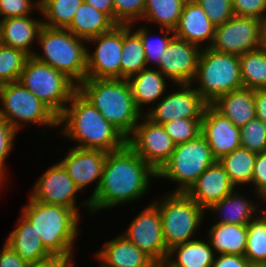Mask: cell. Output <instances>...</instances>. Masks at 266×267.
<instances>
[{"instance_id": "cell-21", "label": "cell", "mask_w": 266, "mask_h": 267, "mask_svg": "<svg viewBox=\"0 0 266 267\" xmlns=\"http://www.w3.org/2000/svg\"><path fill=\"white\" fill-rule=\"evenodd\" d=\"M215 28L216 26L207 17L202 7L193 2L184 4L174 35L201 49L209 48L214 38Z\"/></svg>"}, {"instance_id": "cell-20", "label": "cell", "mask_w": 266, "mask_h": 267, "mask_svg": "<svg viewBox=\"0 0 266 267\" xmlns=\"http://www.w3.org/2000/svg\"><path fill=\"white\" fill-rule=\"evenodd\" d=\"M236 189L219 161L209 166L185 192L204 210Z\"/></svg>"}, {"instance_id": "cell-4", "label": "cell", "mask_w": 266, "mask_h": 267, "mask_svg": "<svg viewBox=\"0 0 266 267\" xmlns=\"http://www.w3.org/2000/svg\"><path fill=\"white\" fill-rule=\"evenodd\" d=\"M21 214L34 226L44 248L51 255L75 256L73 247L79 234L81 216L74 210L33 200L23 207Z\"/></svg>"}, {"instance_id": "cell-5", "label": "cell", "mask_w": 266, "mask_h": 267, "mask_svg": "<svg viewBox=\"0 0 266 267\" xmlns=\"http://www.w3.org/2000/svg\"><path fill=\"white\" fill-rule=\"evenodd\" d=\"M86 43L67 29L43 26L38 37L43 53L35 51L32 56L64 73L78 86L87 76Z\"/></svg>"}, {"instance_id": "cell-14", "label": "cell", "mask_w": 266, "mask_h": 267, "mask_svg": "<svg viewBox=\"0 0 266 267\" xmlns=\"http://www.w3.org/2000/svg\"><path fill=\"white\" fill-rule=\"evenodd\" d=\"M96 48L91 53L87 48V76L94 79H121L122 25L86 40Z\"/></svg>"}, {"instance_id": "cell-26", "label": "cell", "mask_w": 266, "mask_h": 267, "mask_svg": "<svg viewBox=\"0 0 266 267\" xmlns=\"http://www.w3.org/2000/svg\"><path fill=\"white\" fill-rule=\"evenodd\" d=\"M205 240L196 238L171 247L161 267H211L216 253Z\"/></svg>"}, {"instance_id": "cell-7", "label": "cell", "mask_w": 266, "mask_h": 267, "mask_svg": "<svg viewBox=\"0 0 266 267\" xmlns=\"http://www.w3.org/2000/svg\"><path fill=\"white\" fill-rule=\"evenodd\" d=\"M168 194L153 203L159 209L164 242L170 249L195 239L193 236L200 229L206 211L186 193Z\"/></svg>"}, {"instance_id": "cell-15", "label": "cell", "mask_w": 266, "mask_h": 267, "mask_svg": "<svg viewBox=\"0 0 266 267\" xmlns=\"http://www.w3.org/2000/svg\"><path fill=\"white\" fill-rule=\"evenodd\" d=\"M179 90L165 94L155 106L144 114L156 124H165L176 118L202 119L208 103L198 94L192 84H177Z\"/></svg>"}, {"instance_id": "cell-44", "label": "cell", "mask_w": 266, "mask_h": 267, "mask_svg": "<svg viewBox=\"0 0 266 267\" xmlns=\"http://www.w3.org/2000/svg\"><path fill=\"white\" fill-rule=\"evenodd\" d=\"M17 130L0 116V176L6 180L7 169H5V161L10 155L13 143L17 136Z\"/></svg>"}, {"instance_id": "cell-9", "label": "cell", "mask_w": 266, "mask_h": 267, "mask_svg": "<svg viewBox=\"0 0 266 267\" xmlns=\"http://www.w3.org/2000/svg\"><path fill=\"white\" fill-rule=\"evenodd\" d=\"M217 160L202 135L175 145L170 159L157 172V178L177 182L173 192L185 193L198 177Z\"/></svg>"}, {"instance_id": "cell-38", "label": "cell", "mask_w": 266, "mask_h": 267, "mask_svg": "<svg viewBox=\"0 0 266 267\" xmlns=\"http://www.w3.org/2000/svg\"><path fill=\"white\" fill-rule=\"evenodd\" d=\"M160 29L161 33H163V36L159 35L156 40L150 38V34L148 32L149 31L148 26L141 25L140 28L134 30L141 37L145 51L147 68H150L148 66L150 63L151 64L154 63L155 65L157 64L156 66H159L162 52L166 50L169 42L175 36L174 30L168 28H160Z\"/></svg>"}, {"instance_id": "cell-1", "label": "cell", "mask_w": 266, "mask_h": 267, "mask_svg": "<svg viewBox=\"0 0 266 267\" xmlns=\"http://www.w3.org/2000/svg\"><path fill=\"white\" fill-rule=\"evenodd\" d=\"M157 172L128 144L108 152L98 191L89 200L91 214L143 197Z\"/></svg>"}, {"instance_id": "cell-34", "label": "cell", "mask_w": 266, "mask_h": 267, "mask_svg": "<svg viewBox=\"0 0 266 267\" xmlns=\"http://www.w3.org/2000/svg\"><path fill=\"white\" fill-rule=\"evenodd\" d=\"M84 0H40L43 26L66 29Z\"/></svg>"}, {"instance_id": "cell-43", "label": "cell", "mask_w": 266, "mask_h": 267, "mask_svg": "<svg viewBox=\"0 0 266 267\" xmlns=\"http://www.w3.org/2000/svg\"><path fill=\"white\" fill-rule=\"evenodd\" d=\"M34 9L40 11V0H0V20L31 15Z\"/></svg>"}, {"instance_id": "cell-31", "label": "cell", "mask_w": 266, "mask_h": 267, "mask_svg": "<svg viewBox=\"0 0 266 267\" xmlns=\"http://www.w3.org/2000/svg\"><path fill=\"white\" fill-rule=\"evenodd\" d=\"M132 27V24L122 25L121 79H128L147 68L141 37Z\"/></svg>"}, {"instance_id": "cell-35", "label": "cell", "mask_w": 266, "mask_h": 267, "mask_svg": "<svg viewBox=\"0 0 266 267\" xmlns=\"http://www.w3.org/2000/svg\"><path fill=\"white\" fill-rule=\"evenodd\" d=\"M243 87L266 89V52L260 47L240 55Z\"/></svg>"}, {"instance_id": "cell-17", "label": "cell", "mask_w": 266, "mask_h": 267, "mask_svg": "<svg viewBox=\"0 0 266 267\" xmlns=\"http://www.w3.org/2000/svg\"><path fill=\"white\" fill-rule=\"evenodd\" d=\"M80 190L68 175L60 162L51 165L40 176L29 195L33 200L46 204L62 205L80 212L76 204L77 194Z\"/></svg>"}, {"instance_id": "cell-56", "label": "cell", "mask_w": 266, "mask_h": 267, "mask_svg": "<svg viewBox=\"0 0 266 267\" xmlns=\"http://www.w3.org/2000/svg\"><path fill=\"white\" fill-rule=\"evenodd\" d=\"M5 182V180L0 176V187H2L1 185H3ZM3 183V184H2Z\"/></svg>"}, {"instance_id": "cell-27", "label": "cell", "mask_w": 266, "mask_h": 267, "mask_svg": "<svg viewBox=\"0 0 266 267\" xmlns=\"http://www.w3.org/2000/svg\"><path fill=\"white\" fill-rule=\"evenodd\" d=\"M16 227L9 233L8 244L28 264L51 255L43 246L34 226L21 214Z\"/></svg>"}, {"instance_id": "cell-33", "label": "cell", "mask_w": 266, "mask_h": 267, "mask_svg": "<svg viewBox=\"0 0 266 267\" xmlns=\"http://www.w3.org/2000/svg\"><path fill=\"white\" fill-rule=\"evenodd\" d=\"M184 4L179 0H146L142 20L161 28L174 30L179 22Z\"/></svg>"}, {"instance_id": "cell-18", "label": "cell", "mask_w": 266, "mask_h": 267, "mask_svg": "<svg viewBox=\"0 0 266 267\" xmlns=\"http://www.w3.org/2000/svg\"><path fill=\"white\" fill-rule=\"evenodd\" d=\"M201 50L199 46L174 36L162 52L159 66L156 68L175 85L191 84Z\"/></svg>"}, {"instance_id": "cell-28", "label": "cell", "mask_w": 266, "mask_h": 267, "mask_svg": "<svg viewBox=\"0 0 266 267\" xmlns=\"http://www.w3.org/2000/svg\"><path fill=\"white\" fill-rule=\"evenodd\" d=\"M234 190L225 198L212 204L207 211L215 212L218 215V223L247 225L261 211L256 202L247 199L245 196ZM258 208V209H256ZM220 218V219H219Z\"/></svg>"}, {"instance_id": "cell-46", "label": "cell", "mask_w": 266, "mask_h": 267, "mask_svg": "<svg viewBox=\"0 0 266 267\" xmlns=\"http://www.w3.org/2000/svg\"><path fill=\"white\" fill-rule=\"evenodd\" d=\"M252 186L256 197L266 188V151L256 155Z\"/></svg>"}, {"instance_id": "cell-52", "label": "cell", "mask_w": 266, "mask_h": 267, "mask_svg": "<svg viewBox=\"0 0 266 267\" xmlns=\"http://www.w3.org/2000/svg\"><path fill=\"white\" fill-rule=\"evenodd\" d=\"M261 48L266 52V21L262 26Z\"/></svg>"}, {"instance_id": "cell-22", "label": "cell", "mask_w": 266, "mask_h": 267, "mask_svg": "<svg viewBox=\"0 0 266 267\" xmlns=\"http://www.w3.org/2000/svg\"><path fill=\"white\" fill-rule=\"evenodd\" d=\"M95 255L101 267H159L122 234L105 242Z\"/></svg>"}, {"instance_id": "cell-6", "label": "cell", "mask_w": 266, "mask_h": 267, "mask_svg": "<svg viewBox=\"0 0 266 267\" xmlns=\"http://www.w3.org/2000/svg\"><path fill=\"white\" fill-rule=\"evenodd\" d=\"M198 94L211 104L217 97L243 87L240 56L217 52L213 49L201 50L193 82Z\"/></svg>"}, {"instance_id": "cell-32", "label": "cell", "mask_w": 266, "mask_h": 267, "mask_svg": "<svg viewBox=\"0 0 266 267\" xmlns=\"http://www.w3.org/2000/svg\"><path fill=\"white\" fill-rule=\"evenodd\" d=\"M256 155L257 153L240 147L218 160L236 188L252 185Z\"/></svg>"}, {"instance_id": "cell-55", "label": "cell", "mask_w": 266, "mask_h": 267, "mask_svg": "<svg viewBox=\"0 0 266 267\" xmlns=\"http://www.w3.org/2000/svg\"><path fill=\"white\" fill-rule=\"evenodd\" d=\"M179 1H181L183 4H189V3L196 2V0H179Z\"/></svg>"}, {"instance_id": "cell-36", "label": "cell", "mask_w": 266, "mask_h": 267, "mask_svg": "<svg viewBox=\"0 0 266 267\" xmlns=\"http://www.w3.org/2000/svg\"><path fill=\"white\" fill-rule=\"evenodd\" d=\"M244 256L249 263L266 264V212L260 211L247 225Z\"/></svg>"}, {"instance_id": "cell-8", "label": "cell", "mask_w": 266, "mask_h": 267, "mask_svg": "<svg viewBox=\"0 0 266 267\" xmlns=\"http://www.w3.org/2000/svg\"><path fill=\"white\" fill-rule=\"evenodd\" d=\"M18 81L58 117L64 112L77 85L64 73L43 63L33 56L26 60Z\"/></svg>"}, {"instance_id": "cell-50", "label": "cell", "mask_w": 266, "mask_h": 267, "mask_svg": "<svg viewBox=\"0 0 266 267\" xmlns=\"http://www.w3.org/2000/svg\"><path fill=\"white\" fill-rule=\"evenodd\" d=\"M256 117L266 124V89L254 90Z\"/></svg>"}, {"instance_id": "cell-2", "label": "cell", "mask_w": 266, "mask_h": 267, "mask_svg": "<svg viewBox=\"0 0 266 267\" xmlns=\"http://www.w3.org/2000/svg\"><path fill=\"white\" fill-rule=\"evenodd\" d=\"M68 104L58 117V125L62 135L78 144L75 147L112 152L127 144V138L78 91Z\"/></svg>"}, {"instance_id": "cell-19", "label": "cell", "mask_w": 266, "mask_h": 267, "mask_svg": "<svg viewBox=\"0 0 266 267\" xmlns=\"http://www.w3.org/2000/svg\"><path fill=\"white\" fill-rule=\"evenodd\" d=\"M201 135L207 141L217 161L241 147L240 127L235 126L210 104L203 112Z\"/></svg>"}, {"instance_id": "cell-54", "label": "cell", "mask_w": 266, "mask_h": 267, "mask_svg": "<svg viewBox=\"0 0 266 267\" xmlns=\"http://www.w3.org/2000/svg\"><path fill=\"white\" fill-rule=\"evenodd\" d=\"M245 267H266V264L248 263Z\"/></svg>"}, {"instance_id": "cell-37", "label": "cell", "mask_w": 266, "mask_h": 267, "mask_svg": "<svg viewBox=\"0 0 266 267\" xmlns=\"http://www.w3.org/2000/svg\"><path fill=\"white\" fill-rule=\"evenodd\" d=\"M29 55L0 43V85L18 81Z\"/></svg>"}, {"instance_id": "cell-53", "label": "cell", "mask_w": 266, "mask_h": 267, "mask_svg": "<svg viewBox=\"0 0 266 267\" xmlns=\"http://www.w3.org/2000/svg\"><path fill=\"white\" fill-rule=\"evenodd\" d=\"M258 197H259L258 199H262L261 202H263V203L265 202L266 203V188L259 194ZM260 210L262 212H265L266 209H263V208L260 207Z\"/></svg>"}, {"instance_id": "cell-39", "label": "cell", "mask_w": 266, "mask_h": 267, "mask_svg": "<svg viewBox=\"0 0 266 267\" xmlns=\"http://www.w3.org/2000/svg\"><path fill=\"white\" fill-rule=\"evenodd\" d=\"M241 147L255 153L266 151V124L255 117L240 127Z\"/></svg>"}, {"instance_id": "cell-24", "label": "cell", "mask_w": 266, "mask_h": 267, "mask_svg": "<svg viewBox=\"0 0 266 267\" xmlns=\"http://www.w3.org/2000/svg\"><path fill=\"white\" fill-rule=\"evenodd\" d=\"M235 126L242 127L256 117L254 90L242 87L217 97L210 104Z\"/></svg>"}, {"instance_id": "cell-40", "label": "cell", "mask_w": 266, "mask_h": 267, "mask_svg": "<svg viewBox=\"0 0 266 267\" xmlns=\"http://www.w3.org/2000/svg\"><path fill=\"white\" fill-rule=\"evenodd\" d=\"M202 119L176 118L162 124L175 144L188 142L201 135Z\"/></svg>"}, {"instance_id": "cell-42", "label": "cell", "mask_w": 266, "mask_h": 267, "mask_svg": "<svg viewBox=\"0 0 266 267\" xmlns=\"http://www.w3.org/2000/svg\"><path fill=\"white\" fill-rule=\"evenodd\" d=\"M210 21L219 26L234 16L232 0H196Z\"/></svg>"}, {"instance_id": "cell-41", "label": "cell", "mask_w": 266, "mask_h": 267, "mask_svg": "<svg viewBox=\"0 0 266 267\" xmlns=\"http://www.w3.org/2000/svg\"><path fill=\"white\" fill-rule=\"evenodd\" d=\"M114 22L119 25L137 24L144 15L146 0H113Z\"/></svg>"}, {"instance_id": "cell-12", "label": "cell", "mask_w": 266, "mask_h": 267, "mask_svg": "<svg viewBox=\"0 0 266 267\" xmlns=\"http://www.w3.org/2000/svg\"><path fill=\"white\" fill-rule=\"evenodd\" d=\"M122 235L159 267L164 264L169 249L164 242L159 209L153 202L139 212Z\"/></svg>"}, {"instance_id": "cell-30", "label": "cell", "mask_w": 266, "mask_h": 267, "mask_svg": "<svg viewBox=\"0 0 266 267\" xmlns=\"http://www.w3.org/2000/svg\"><path fill=\"white\" fill-rule=\"evenodd\" d=\"M117 25L107 14L83 2L66 28L73 35L88 40Z\"/></svg>"}, {"instance_id": "cell-13", "label": "cell", "mask_w": 266, "mask_h": 267, "mask_svg": "<svg viewBox=\"0 0 266 267\" xmlns=\"http://www.w3.org/2000/svg\"><path fill=\"white\" fill-rule=\"evenodd\" d=\"M140 120L127 138V144L158 172L170 159L176 144L163 125L153 123L145 115Z\"/></svg>"}, {"instance_id": "cell-45", "label": "cell", "mask_w": 266, "mask_h": 267, "mask_svg": "<svg viewBox=\"0 0 266 267\" xmlns=\"http://www.w3.org/2000/svg\"><path fill=\"white\" fill-rule=\"evenodd\" d=\"M232 9L235 16L266 21V0H232Z\"/></svg>"}, {"instance_id": "cell-48", "label": "cell", "mask_w": 266, "mask_h": 267, "mask_svg": "<svg viewBox=\"0 0 266 267\" xmlns=\"http://www.w3.org/2000/svg\"><path fill=\"white\" fill-rule=\"evenodd\" d=\"M24 261L8 244L4 243L0 249V267H28Z\"/></svg>"}, {"instance_id": "cell-16", "label": "cell", "mask_w": 266, "mask_h": 267, "mask_svg": "<svg viewBox=\"0 0 266 267\" xmlns=\"http://www.w3.org/2000/svg\"><path fill=\"white\" fill-rule=\"evenodd\" d=\"M107 153L108 152L103 150L83 149L74 146L67 155L59 161L80 192L83 193L86 186L88 187L89 184L97 181L92 195L81 204L82 206L85 204L84 207L88 209L89 214H91L89 200L94 197L98 191Z\"/></svg>"}, {"instance_id": "cell-23", "label": "cell", "mask_w": 266, "mask_h": 267, "mask_svg": "<svg viewBox=\"0 0 266 267\" xmlns=\"http://www.w3.org/2000/svg\"><path fill=\"white\" fill-rule=\"evenodd\" d=\"M43 27V19H34L31 15L24 17H10L0 20V43L17 48L32 56L34 41H38Z\"/></svg>"}, {"instance_id": "cell-10", "label": "cell", "mask_w": 266, "mask_h": 267, "mask_svg": "<svg viewBox=\"0 0 266 267\" xmlns=\"http://www.w3.org/2000/svg\"><path fill=\"white\" fill-rule=\"evenodd\" d=\"M0 102V116L17 131L27 123L59 126L58 116L19 81L0 85Z\"/></svg>"}, {"instance_id": "cell-25", "label": "cell", "mask_w": 266, "mask_h": 267, "mask_svg": "<svg viewBox=\"0 0 266 267\" xmlns=\"http://www.w3.org/2000/svg\"><path fill=\"white\" fill-rule=\"evenodd\" d=\"M127 80L135 105L142 114H145L144 105H153L165 95L168 85L166 82L169 81L157 68H145Z\"/></svg>"}, {"instance_id": "cell-51", "label": "cell", "mask_w": 266, "mask_h": 267, "mask_svg": "<svg viewBox=\"0 0 266 267\" xmlns=\"http://www.w3.org/2000/svg\"><path fill=\"white\" fill-rule=\"evenodd\" d=\"M93 8L107 14L114 21V1L113 0H84Z\"/></svg>"}, {"instance_id": "cell-3", "label": "cell", "mask_w": 266, "mask_h": 267, "mask_svg": "<svg viewBox=\"0 0 266 267\" xmlns=\"http://www.w3.org/2000/svg\"><path fill=\"white\" fill-rule=\"evenodd\" d=\"M77 91L126 138L144 115L135 105L127 79L86 78Z\"/></svg>"}, {"instance_id": "cell-47", "label": "cell", "mask_w": 266, "mask_h": 267, "mask_svg": "<svg viewBox=\"0 0 266 267\" xmlns=\"http://www.w3.org/2000/svg\"><path fill=\"white\" fill-rule=\"evenodd\" d=\"M28 267H74V256L49 255Z\"/></svg>"}, {"instance_id": "cell-49", "label": "cell", "mask_w": 266, "mask_h": 267, "mask_svg": "<svg viewBox=\"0 0 266 267\" xmlns=\"http://www.w3.org/2000/svg\"><path fill=\"white\" fill-rule=\"evenodd\" d=\"M248 263L242 255L218 254L211 267H245Z\"/></svg>"}, {"instance_id": "cell-29", "label": "cell", "mask_w": 266, "mask_h": 267, "mask_svg": "<svg viewBox=\"0 0 266 267\" xmlns=\"http://www.w3.org/2000/svg\"><path fill=\"white\" fill-rule=\"evenodd\" d=\"M208 231V241L216 255L232 254L244 256L247 246L246 225L216 222Z\"/></svg>"}, {"instance_id": "cell-11", "label": "cell", "mask_w": 266, "mask_h": 267, "mask_svg": "<svg viewBox=\"0 0 266 267\" xmlns=\"http://www.w3.org/2000/svg\"><path fill=\"white\" fill-rule=\"evenodd\" d=\"M263 21L253 17L233 16L216 26L210 48L240 56L261 47Z\"/></svg>"}]
</instances>
